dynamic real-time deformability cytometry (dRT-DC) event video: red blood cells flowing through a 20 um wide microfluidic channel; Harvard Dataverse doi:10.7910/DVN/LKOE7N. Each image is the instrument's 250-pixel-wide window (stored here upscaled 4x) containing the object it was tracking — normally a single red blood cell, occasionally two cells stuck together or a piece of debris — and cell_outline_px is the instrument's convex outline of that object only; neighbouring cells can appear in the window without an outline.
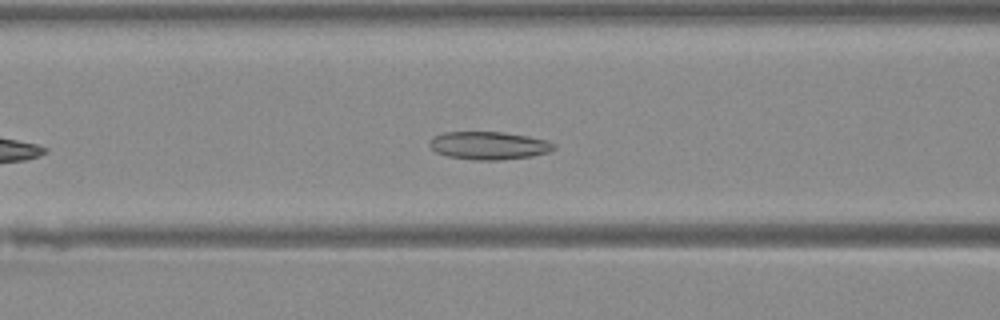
{"species": "Egyptian fruit bat (a non-hibernating species)", "species_latin": "Rousettus aegyptiacus", "temperature_condition": "warm", "stored_images_in_passage": 34, "camera_frame_rate_fps": 3000, "um_per_image_px": 0.085, "animal": {"sex": "female"}, "frame": {"image": 1, "passage_image": 8, "time_ms": 2.333, "image_size_px": [1000, 320], "cell_outline_px": [[556, 148], [548, 152], [532, 156], [500, 160], [476, 160], [448, 156], [436, 152], [428, 144], [432, 136], [444, 132], [504, 132], [528, 136], [548, 140], [556, 144]], "centroid_in_image_um": [41.56, 12.36], "position_along_channel_um": 125.0, "area_um2": 20.35}}
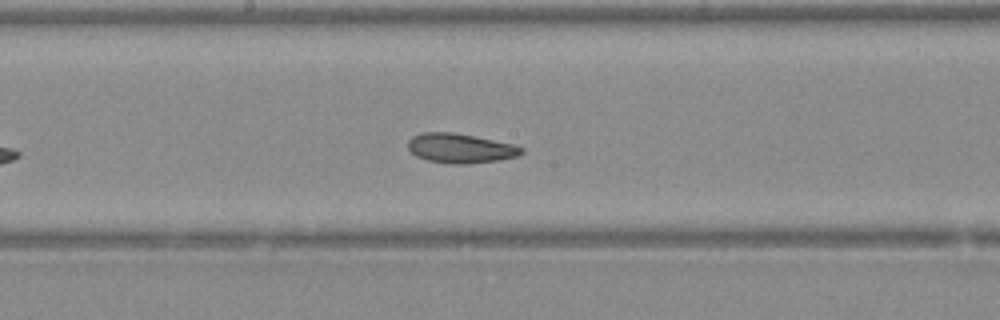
{"frame": {"image": 2, "passage_image": 14, "time_ms": 4.333, "image_size_px": [1000, 320], "cell_outline_px": [[524, 152], [516, 156], [500, 160], [468, 164], [452, 164], [428, 160], [416, 156], [408, 148], [408, 140], [412, 136], [424, 132], [452, 132], [512, 144], [524, 148]], "centroid_in_image_um": [39.11, 12.61], "position_along_channel_um": 209.1, "area_um2": 19.36}}
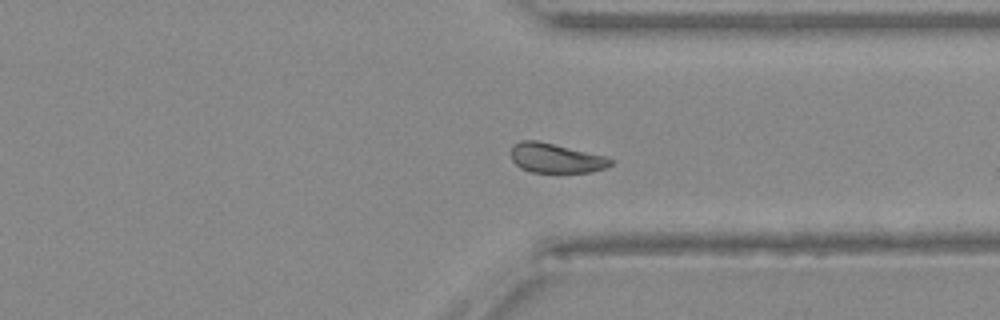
{"frame": {"image": 3, "passage_image": 22, "time_ms": 7.0, "image_size_px": [1000, 320], "cell_outline_px": [[612, 164], [604, 168], [592, 172], [532, 172], [520, 168], [512, 160], [512, 144], [520, 140], [536, 140], [604, 156], [612, 160]], "centroid_in_image_um": [47.2, 13.44], "position_along_channel_um": 364.2, "area_um2": 16.88}}